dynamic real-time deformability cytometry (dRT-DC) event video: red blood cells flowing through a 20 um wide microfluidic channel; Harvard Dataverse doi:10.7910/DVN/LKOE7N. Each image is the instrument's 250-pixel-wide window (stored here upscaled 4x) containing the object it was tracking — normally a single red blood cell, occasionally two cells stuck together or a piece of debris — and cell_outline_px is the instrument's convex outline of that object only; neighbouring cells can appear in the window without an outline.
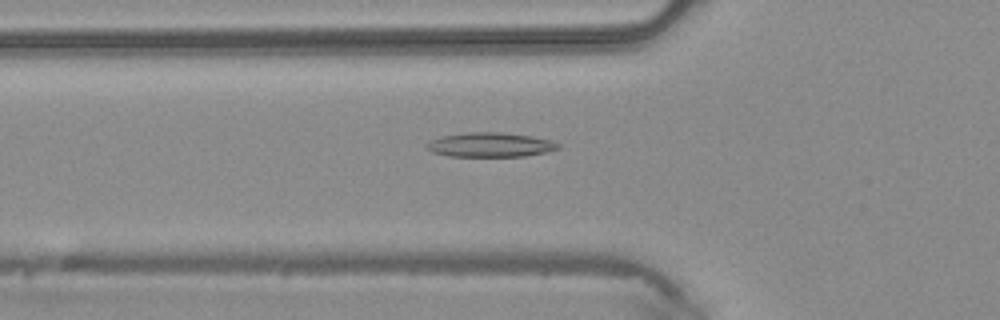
{"species": "common noctule bat (a hibernating species)", "species_latin": "Nyctalus noctula", "temperature_condition": "warm", "stored_images_in_passage": 46, "camera_frame_rate_fps": 3000, "um_per_image_px": 0.085, "animal": {"sex": "male", "body_mass_g": 20.4}, "frame": {"image": 1, "passage_image": 16, "time_ms": 5.0, "image_size_px": [1000, 320], "cell_outline_px": [[560, 148], [544, 152], [524, 156], [448, 156], [432, 152], [428, 148], [428, 140], [440, 136], [468, 132], [500, 132], [532, 136], [552, 140], [560, 144]], "centroid_in_image_um": [41.67, 12.3], "position_along_channel_um": 84.1, "area_um2": 18.67}}
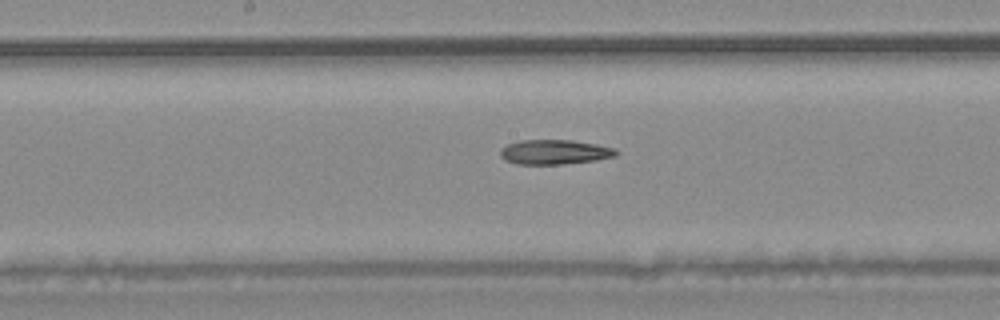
{"frame": {"image": 2, "passage_image": 24, "time_ms": 7.667, "image_size_px": [1000, 320], "cell_outline_px": [[620, 152], [616, 156], [596, 160], [560, 164], [516, 164], [504, 160], [500, 156], [500, 148], [508, 144], [520, 140], [572, 140], [596, 144], [616, 148]], "centroid_in_image_um": [47.14, 12.92], "position_along_channel_um": 201.1, "area_um2": 16.76}}
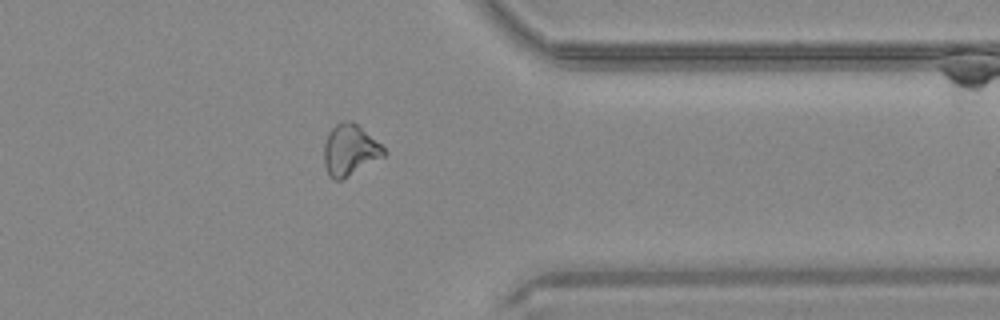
{"frame": {"image": 3, "passage_image": 37, "time_ms": 12.0, "image_size_px": [1000, 320], "cell_outline_px": [[384, 156], [340, 180], [332, 180], [328, 176], [324, 164], [324, 144], [328, 132], [340, 120], [352, 120], [380, 144], [384, 148]], "centroid_in_image_um": [29.68, 12.74], "position_along_channel_um": 381.7, "area_um2": 17.63}}